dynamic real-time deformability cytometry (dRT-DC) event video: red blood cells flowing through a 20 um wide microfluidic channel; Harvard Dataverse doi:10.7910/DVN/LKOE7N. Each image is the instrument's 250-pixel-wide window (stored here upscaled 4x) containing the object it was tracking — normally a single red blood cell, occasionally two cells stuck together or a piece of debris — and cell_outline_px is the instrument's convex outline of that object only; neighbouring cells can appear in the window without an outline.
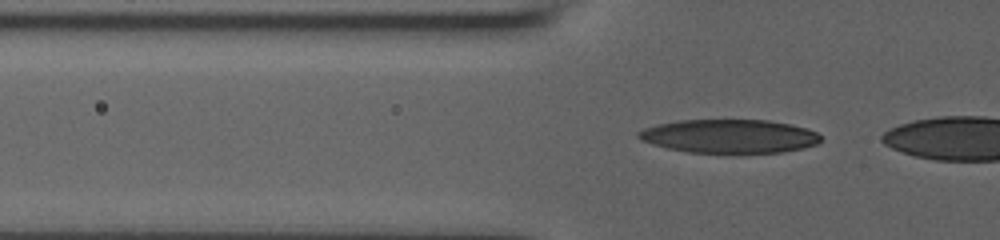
{"species": "human", "species_latin": "Homo sapiens", "temperature_condition": "room temperature", "stored_images_in_passage": 14, "camera_frame_rate_fps": 3000, "um_per_image_px": 0.085, "donor": {"sex": "male"}, "frame": {"image": 1, "passage_image": 12, "time_ms": 3.667, "image_size_px": [1000, 240], "cell_outline_px": [[824, 140], [816, 144], [800, 148], [780, 152], [688, 152], [668, 148], [652, 144], [640, 140], [636, 136], [636, 132], [644, 128], [656, 124], [680, 120], [768, 120], [788, 124], [804, 128], [816, 132]], "centroid_in_image_um": [61.94, 11.57], "position_along_channel_um": 63.9, "area_um2": 35.43}}